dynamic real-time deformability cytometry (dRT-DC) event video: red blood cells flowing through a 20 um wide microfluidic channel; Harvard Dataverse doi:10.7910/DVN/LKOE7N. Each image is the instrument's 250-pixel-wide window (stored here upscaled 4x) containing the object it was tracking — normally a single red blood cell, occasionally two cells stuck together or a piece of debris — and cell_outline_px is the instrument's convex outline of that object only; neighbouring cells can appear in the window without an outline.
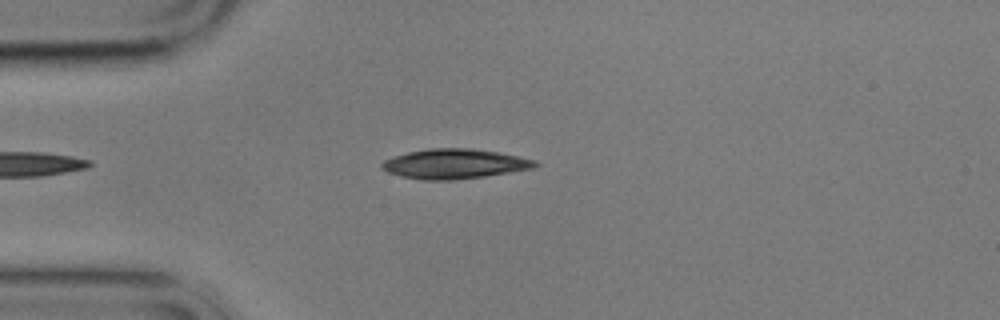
{"species": "common noctule bat (a hibernating species)", "species_latin": "Nyctalus noctula", "temperature_condition": "cold", "stored_images_in_passage": 4, "camera_frame_rate_fps": 3000, "um_per_image_px": 0.085, "animal": {"sex": "male", "body_mass_g": 17.9}, "frame": {"image": 1, "passage_image": 4, "time_ms": 3.333, "image_size_px": [1000, 320], "cell_outline_px": [[540, 164], [532, 168], [484, 176], [452, 180], [420, 180], [400, 176], [388, 172], [380, 168], [380, 164], [384, 160], [408, 152], [428, 148], [472, 148], [496, 152], [536, 160]], "centroid_in_image_um": [38.58, 13.93], "position_along_channel_um": 46.4, "area_um2": 26.41}}